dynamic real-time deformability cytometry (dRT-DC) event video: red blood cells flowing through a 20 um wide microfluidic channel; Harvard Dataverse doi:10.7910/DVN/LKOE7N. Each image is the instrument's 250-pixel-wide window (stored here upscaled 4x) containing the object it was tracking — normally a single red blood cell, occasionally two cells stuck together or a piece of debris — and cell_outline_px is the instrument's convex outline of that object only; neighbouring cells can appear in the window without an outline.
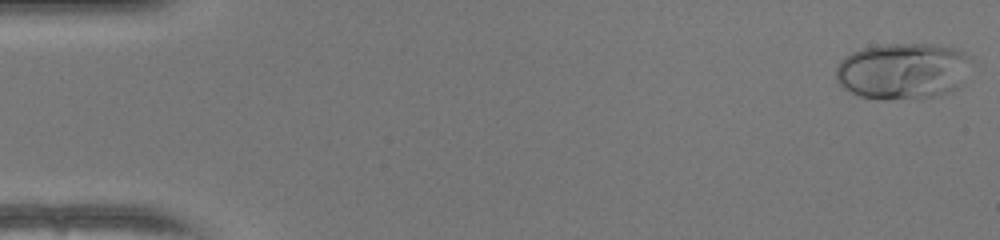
{"species": "human", "species_latin": "Homo sapiens", "temperature_condition": "warm", "stored_images_in_passage": 50, "camera_frame_rate_fps": 3000, "um_per_image_px": 0.085, "donor": {"sex": "female"}, "frame": {"image": 1, "passage_image": 1, "time_ms": 0.0, "image_size_px": [1000, 240], "cell_outline_px": [[968, 56], [956, 88], [948, 92], [932, 96], [884, 100], [860, 96], [844, 88], [836, 80], [836, 68], [840, 60], [844, 56], [852, 52], [864, 48], [880, 44], [928, 44], [956, 48], [964, 52]], "centroid_in_image_um": [76.61, 6.02], "position_along_channel_um": 8.4, "area_um2": 43.47}}
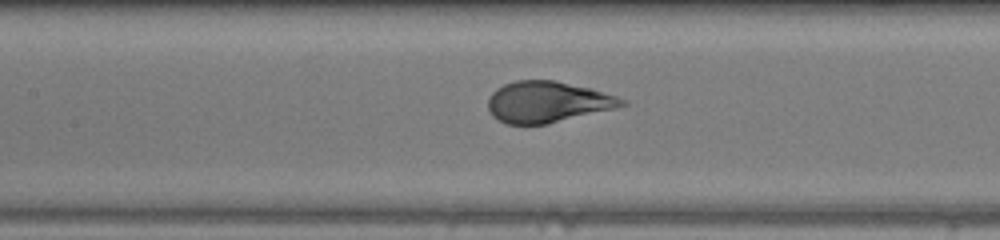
{"frame": {"image": 2, "passage_image": 23, "time_ms": 7.333, "image_size_px": [1000, 240], "cell_outline_px": [[628, 104], [616, 108], [548, 124], [508, 124], [492, 116], [488, 108], [488, 96], [496, 88], [504, 84], [516, 80], [556, 80], [588, 88], [616, 96], [628, 100]], "centroid_in_image_um": [46.53, 8.66], "position_along_channel_um": 160.9, "area_um2": 32.08}}
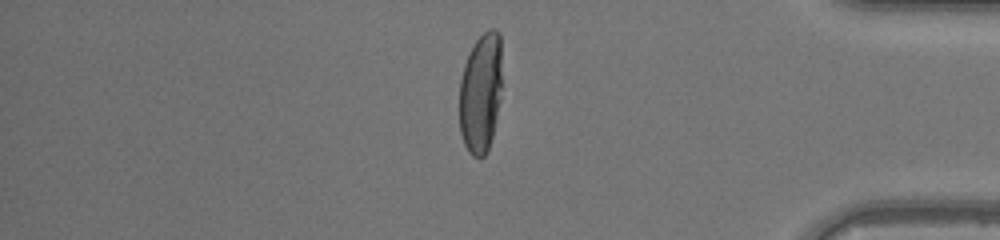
{"frame": {"image": 3, "passage_image": 42, "time_ms": 13.667, "image_size_px": [1000, 240], "cell_outline_px": [[500, 100], [492, 136], [488, 148], [484, 156], [472, 156], [468, 152], [464, 144], [460, 132], [460, 80], [464, 64], [476, 40], [484, 32], [492, 28], [496, 28], [500, 32]], "centroid_in_image_um": [40.85, 7.9], "position_along_channel_um": 394.4, "area_um2": 29.48}, "authors_computed_cell_mechanics": {"area_um2": 33.3217, "velocity_mm_per_s": 4.1471, "shape_relaxation_time_tau1_ms": 3.3345, "shape_relaxation_time_tau2_ms": null, "deformation_change_tau1": 0.232, "deformation_change_tau2": null}}